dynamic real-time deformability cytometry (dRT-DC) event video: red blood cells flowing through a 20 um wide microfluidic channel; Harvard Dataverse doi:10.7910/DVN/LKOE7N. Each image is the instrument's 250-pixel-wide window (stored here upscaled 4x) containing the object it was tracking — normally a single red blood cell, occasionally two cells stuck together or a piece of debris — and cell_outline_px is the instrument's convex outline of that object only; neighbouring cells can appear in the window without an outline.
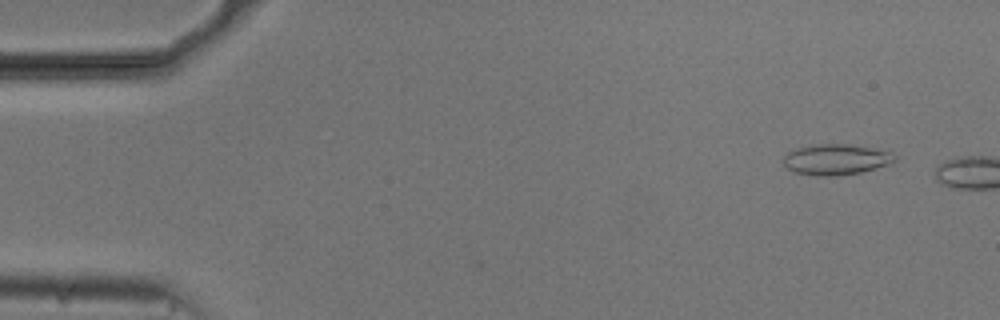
{"species": "common noctule bat (a hibernating species)", "species_latin": "Nyctalus noctula", "temperature_condition": "cold", "stored_images_in_passage": 7, "camera_frame_rate_fps": 3000, "um_per_image_px": 0.085, "animal": {"sex": "male", "body_mass_g": 20.5, "forearm_length_mm": 52.5}, "frame": {"image": 1, "passage_image": 4, "time_ms": 1.0, "image_size_px": [1000, 320], "cell_outline_px": [[896, 160], [892, 164], [860, 172], [836, 176], [816, 176], [792, 172], [784, 164], [784, 156], [788, 152], [800, 148], [816, 144], [848, 144], [888, 152], [896, 156]], "centroid_in_image_um": [71.05, 13.58], "position_along_channel_um": 14.0, "area_um2": 19.71}}